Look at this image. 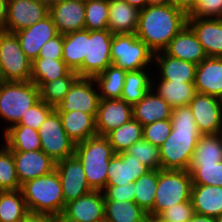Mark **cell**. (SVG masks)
Listing matches in <instances>:
<instances>
[{"mask_svg": "<svg viewBox=\"0 0 222 222\" xmlns=\"http://www.w3.org/2000/svg\"><path fill=\"white\" fill-rule=\"evenodd\" d=\"M170 120L172 131L159 147L162 170L187 171L202 134L189 105L173 107Z\"/></svg>", "mask_w": 222, "mask_h": 222, "instance_id": "cell-1", "label": "cell"}, {"mask_svg": "<svg viewBox=\"0 0 222 222\" xmlns=\"http://www.w3.org/2000/svg\"><path fill=\"white\" fill-rule=\"evenodd\" d=\"M188 15L172 5L147 6L139 11L136 36L154 53L163 51L187 24Z\"/></svg>", "mask_w": 222, "mask_h": 222, "instance_id": "cell-2", "label": "cell"}, {"mask_svg": "<svg viewBox=\"0 0 222 222\" xmlns=\"http://www.w3.org/2000/svg\"><path fill=\"white\" fill-rule=\"evenodd\" d=\"M29 212L60 218L64 209L62 184L56 170L21 185Z\"/></svg>", "mask_w": 222, "mask_h": 222, "instance_id": "cell-3", "label": "cell"}, {"mask_svg": "<svg viewBox=\"0 0 222 222\" xmlns=\"http://www.w3.org/2000/svg\"><path fill=\"white\" fill-rule=\"evenodd\" d=\"M114 154L106 136L96 135L75 144L74 155L80 160L92 190L105 189L108 182L107 169Z\"/></svg>", "mask_w": 222, "mask_h": 222, "instance_id": "cell-4", "label": "cell"}, {"mask_svg": "<svg viewBox=\"0 0 222 222\" xmlns=\"http://www.w3.org/2000/svg\"><path fill=\"white\" fill-rule=\"evenodd\" d=\"M40 100L39 87L32 81H4L0 83V119L8 128L18 124L28 109ZM7 123V124H6ZM9 123V124H8Z\"/></svg>", "mask_w": 222, "mask_h": 222, "instance_id": "cell-5", "label": "cell"}, {"mask_svg": "<svg viewBox=\"0 0 222 222\" xmlns=\"http://www.w3.org/2000/svg\"><path fill=\"white\" fill-rule=\"evenodd\" d=\"M192 177L186 170H158V184L153 209L147 214L158 216L162 211L191 200Z\"/></svg>", "mask_w": 222, "mask_h": 222, "instance_id": "cell-6", "label": "cell"}, {"mask_svg": "<svg viewBox=\"0 0 222 222\" xmlns=\"http://www.w3.org/2000/svg\"><path fill=\"white\" fill-rule=\"evenodd\" d=\"M111 59L116 67L126 71H137L152 68L154 52L136 36V33L114 34Z\"/></svg>", "mask_w": 222, "mask_h": 222, "instance_id": "cell-7", "label": "cell"}, {"mask_svg": "<svg viewBox=\"0 0 222 222\" xmlns=\"http://www.w3.org/2000/svg\"><path fill=\"white\" fill-rule=\"evenodd\" d=\"M0 60L4 81H30L32 61L21 49L15 33L0 31Z\"/></svg>", "mask_w": 222, "mask_h": 222, "instance_id": "cell-8", "label": "cell"}, {"mask_svg": "<svg viewBox=\"0 0 222 222\" xmlns=\"http://www.w3.org/2000/svg\"><path fill=\"white\" fill-rule=\"evenodd\" d=\"M41 150L55 162L71 157L75 143L64 131L59 113L54 109L38 129Z\"/></svg>", "mask_w": 222, "mask_h": 222, "instance_id": "cell-9", "label": "cell"}, {"mask_svg": "<svg viewBox=\"0 0 222 222\" xmlns=\"http://www.w3.org/2000/svg\"><path fill=\"white\" fill-rule=\"evenodd\" d=\"M113 33L106 30H87V54L76 71L79 77L94 78L112 65L111 43Z\"/></svg>", "mask_w": 222, "mask_h": 222, "instance_id": "cell-10", "label": "cell"}, {"mask_svg": "<svg viewBox=\"0 0 222 222\" xmlns=\"http://www.w3.org/2000/svg\"><path fill=\"white\" fill-rule=\"evenodd\" d=\"M99 100V90L95 79L79 77L54 109L57 112L82 111L96 118Z\"/></svg>", "mask_w": 222, "mask_h": 222, "instance_id": "cell-11", "label": "cell"}, {"mask_svg": "<svg viewBox=\"0 0 222 222\" xmlns=\"http://www.w3.org/2000/svg\"><path fill=\"white\" fill-rule=\"evenodd\" d=\"M105 195L92 190L80 198L70 201L60 216V222H105Z\"/></svg>", "mask_w": 222, "mask_h": 222, "instance_id": "cell-12", "label": "cell"}, {"mask_svg": "<svg viewBox=\"0 0 222 222\" xmlns=\"http://www.w3.org/2000/svg\"><path fill=\"white\" fill-rule=\"evenodd\" d=\"M189 107L202 135L222 133V105L217 97L196 93Z\"/></svg>", "mask_w": 222, "mask_h": 222, "instance_id": "cell-13", "label": "cell"}, {"mask_svg": "<svg viewBox=\"0 0 222 222\" xmlns=\"http://www.w3.org/2000/svg\"><path fill=\"white\" fill-rule=\"evenodd\" d=\"M55 170L60 177L65 204L92 191L83 166L75 155L56 162Z\"/></svg>", "mask_w": 222, "mask_h": 222, "instance_id": "cell-14", "label": "cell"}, {"mask_svg": "<svg viewBox=\"0 0 222 222\" xmlns=\"http://www.w3.org/2000/svg\"><path fill=\"white\" fill-rule=\"evenodd\" d=\"M49 14L37 0H8L6 32L15 33L36 24Z\"/></svg>", "mask_w": 222, "mask_h": 222, "instance_id": "cell-15", "label": "cell"}, {"mask_svg": "<svg viewBox=\"0 0 222 222\" xmlns=\"http://www.w3.org/2000/svg\"><path fill=\"white\" fill-rule=\"evenodd\" d=\"M12 154L17 178L21 185L37 177L48 175L56 168V162L42 150L12 151Z\"/></svg>", "mask_w": 222, "mask_h": 222, "instance_id": "cell-16", "label": "cell"}, {"mask_svg": "<svg viewBox=\"0 0 222 222\" xmlns=\"http://www.w3.org/2000/svg\"><path fill=\"white\" fill-rule=\"evenodd\" d=\"M132 118V105L126 101L100 98L95 118L97 133L100 136H106L109 132L129 122Z\"/></svg>", "mask_w": 222, "mask_h": 222, "instance_id": "cell-17", "label": "cell"}, {"mask_svg": "<svg viewBox=\"0 0 222 222\" xmlns=\"http://www.w3.org/2000/svg\"><path fill=\"white\" fill-rule=\"evenodd\" d=\"M58 33L65 35L85 29V0H65L49 8Z\"/></svg>", "mask_w": 222, "mask_h": 222, "instance_id": "cell-18", "label": "cell"}, {"mask_svg": "<svg viewBox=\"0 0 222 222\" xmlns=\"http://www.w3.org/2000/svg\"><path fill=\"white\" fill-rule=\"evenodd\" d=\"M15 34L19 39L21 49L33 62L38 57L41 47L55 37L58 32L51 16L48 14L36 24L15 32Z\"/></svg>", "mask_w": 222, "mask_h": 222, "instance_id": "cell-19", "label": "cell"}, {"mask_svg": "<svg viewBox=\"0 0 222 222\" xmlns=\"http://www.w3.org/2000/svg\"><path fill=\"white\" fill-rule=\"evenodd\" d=\"M148 171H150L148 167L126 152L114 154L107 169L108 182L106 186H122L134 183Z\"/></svg>", "mask_w": 222, "mask_h": 222, "instance_id": "cell-20", "label": "cell"}, {"mask_svg": "<svg viewBox=\"0 0 222 222\" xmlns=\"http://www.w3.org/2000/svg\"><path fill=\"white\" fill-rule=\"evenodd\" d=\"M208 57H222V19L187 18Z\"/></svg>", "mask_w": 222, "mask_h": 222, "instance_id": "cell-21", "label": "cell"}, {"mask_svg": "<svg viewBox=\"0 0 222 222\" xmlns=\"http://www.w3.org/2000/svg\"><path fill=\"white\" fill-rule=\"evenodd\" d=\"M153 66L158 78L174 82L194 83L197 65L167 55L164 51L154 53ZM156 64V65H155Z\"/></svg>", "mask_w": 222, "mask_h": 222, "instance_id": "cell-22", "label": "cell"}, {"mask_svg": "<svg viewBox=\"0 0 222 222\" xmlns=\"http://www.w3.org/2000/svg\"><path fill=\"white\" fill-rule=\"evenodd\" d=\"M163 51L169 56L189 61L196 65L208 57L202 44L187 24Z\"/></svg>", "mask_w": 222, "mask_h": 222, "instance_id": "cell-23", "label": "cell"}, {"mask_svg": "<svg viewBox=\"0 0 222 222\" xmlns=\"http://www.w3.org/2000/svg\"><path fill=\"white\" fill-rule=\"evenodd\" d=\"M173 108L152 88L132 106L133 119L142 126L156 121L170 119Z\"/></svg>", "mask_w": 222, "mask_h": 222, "instance_id": "cell-24", "label": "cell"}, {"mask_svg": "<svg viewBox=\"0 0 222 222\" xmlns=\"http://www.w3.org/2000/svg\"><path fill=\"white\" fill-rule=\"evenodd\" d=\"M194 85L197 93L218 97L222 91V57H207L199 63Z\"/></svg>", "mask_w": 222, "mask_h": 222, "instance_id": "cell-25", "label": "cell"}, {"mask_svg": "<svg viewBox=\"0 0 222 222\" xmlns=\"http://www.w3.org/2000/svg\"><path fill=\"white\" fill-rule=\"evenodd\" d=\"M108 30L113 34L136 33L139 9L124 0H108Z\"/></svg>", "mask_w": 222, "mask_h": 222, "instance_id": "cell-26", "label": "cell"}, {"mask_svg": "<svg viewBox=\"0 0 222 222\" xmlns=\"http://www.w3.org/2000/svg\"><path fill=\"white\" fill-rule=\"evenodd\" d=\"M58 113L64 131L75 144L98 135L96 130V120L93 115L77 110Z\"/></svg>", "mask_w": 222, "mask_h": 222, "instance_id": "cell-27", "label": "cell"}, {"mask_svg": "<svg viewBox=\"0 0 222 222\" xmlns=\"http://www.w3.org/2000/svg\"><path fill=\"white\" fill-rule=\"evenodd\" d=\"M154 75H152L151 88L161 98H163L172 108L189 105L190 101L194 98L195 94L197 93L194 83L162 80L160 78L158 79L157 74Z\"/></svg>", "mask_w": 222, "mask_h": 222, "instance_id": "cell-28", "label": "cell"}, {"mask_svg": "<svg viewBox=\"0 0 222 222\" xmlns=\"http://www.w3.org/2000/svg\"><path fill=\"white\" fill-rule=\"evenodd\" d=\"M191 200L194 212L209 217L222 215V187L192 185Z\"/></svg>", "mask_w": 222, "mask_h": 222, "instance_id": "cell-29", "label": "cell"}, {"mask_svg": "<svg viewBox=\"0 0 222 222\" xmlns=\"http://www.w3.org/2000/svg\"><path fill=\"white\" fill-rule=\"evenodd\" d=\"M3 143L11 151L41 150L38 131L25 125H13L3 133Z\"/></svg>", "mask_w": 222, "mask_h": 222, "instance_id": "cell-30", "label": "cell"}, {"mask_svg": "<svg viewBox=\"0 0 222 222\" xmlns=\"http://www.w3.org/2000/svg\"><path fill=\"white\" fill-rule=\"evenodd\" d=\"M151 68L127 71L122 90L121 99L130 105L138 103L145 94L151 89L152 76Z\"/></svg>", "mask_w": 222, "mask_h": 222, "instance_id": "cell-31", "label": "cell"}, {"mask_svg": "<svg viewBox=\"0 0 222 222\" xmlns=\"http://www.w3.org/2000/svg\"><path fill=\"white\" fill-rule=\"evenodd\" d=\"M62 59L72 71H77L87 54V30H78L63 35Z\"/></svg>", "mask_w": 222, "mask_h": 222, "instance_id": "cell-32", "label": "cell"}, {"mask_svg": "<svg viewBox=\"0 0 222 222\" xmlns=\"http://www.w3.org/2000/svg\"><path fill=\"white\" fill-rule=\"evenodd\" d=\"M222 161V133L201 135L190 165H215Z\"/></svg>", "mask_w": 222, "mask_h": 222, "instance_id": "cell-33", "label": "cell"}, {"mask_svg": "<svg viewBox=\"0 0 222 222\" xmlns=\"http://www.w3.org/2000/svg\"><path fill=\"white\" fill-rule=\"evenodd\" d=\"M126 70L109 65L94 77L101 99H121Z\"/></svg>", "mask_w": 222, "mask_h": 222, "instance_id": "cell-34", "label": "cell"}, {"mask_svg": "<svg viewBox=\"0 0 222 222\" xmlns=\"http://www.w3.org/2000/svg\"><path fill=\"white\" fill-rule=\"evenodd\" d=\"M70 71L63 59L36 58L32 62L30 81L40 88L45 82L66 76Z\"/></svg>", "mask_w": 222, "mask_h": 222, "instance_id": "cell-35", "label": "cell"}, {"mask_svg": "<svg viewBox=\"0 0 222 222\" xmlns=\"http://www.w3.org/2000/svg\"><path fill=\"white\" fill-rule=\"evenodd\" d=\"M106 137L114 153L119 154L143 139V126L132 118L129 122L109 132Z\"/></svg>", "mask_w": 222, "mask_h": 222, "instance_id": "cell-36", "label": "cell"}, {"mask_svg": "<svg viewBox=\"0 0 222 222\" xmlns=\"http://www.w3.org/2000/svg\"><path fill=\"white\" fill-rule=\"evenodd\" d=\"M105 222H145L147 213L135 201L105 200Z\"/></svg>", "mask_w": 222, "mask_h": 222, "instance_id": "cell-37", "label": "cell"}, {"mask_svg": "<svg viewBox=\"0 0 222 222\" xmlns=\"http://www.w3.org/2000/svg\"><path fill=\"white\" fill-rule=\"evenodd\" d=\"M29 213L20 189L0 191V222L23 220Z\"/></svg>", "mask_w": 222, "mask_h": 222, "instance_id": "cell-38", "label": "cell"}, {"mask_svg": "<svg viewBox=\"0 0 222 222\" xmlns=\"http://www.w3.org/2000/svg\"><path fill=\"white\" fill-rule=\"evenodd\" d=\"M79 78L75 71H70L66 76L45 82L40 88V99L55 108L69 92L70 87Z\"/></svg>", "mask_w": 222, "mask_h": 222, "instance_id": "cell-39", "label": "cell"}, {"mask_svg": "<svg viewBox=\"0 0 222 222\" xmlns=\"http://www.w3.org/2000/svg\"><path fill=\"white\" fill-rule=\"evenodd\" d=\"M136 204L147 214L153 209L158 184V169L150 170L135 182Z\"/></svg>", "mask_w": 222, "mask_h": 222, "instance_id": "cell-40", "label": "cell"}, {"mask_svg": "<svg viewBox=\"0 0 222 222\" xmlns=\"http://www.w3.org/2000/svg\"><path fill=\"white\" fill-rule=\"evenodd\" d=\"M85 14L86 30L108 29V0H85Z\"/></svg>", "mask_w": 222, "mask_h": 222, "instance_id": "cell-41", "label": "cell"}, {"mask_svg": "<svg viewBox=\"0 0 222 222\" xmlns=\"http://www.w3.org/2000/svg\"><path fill=\"white\" fill-rule=\"evenodd\" d=\"M21 184L17 178L12 151L5 145L0 147V191L18 190Z\"/></svg>", "mask_w": 222, "mask_h": 222, "instance_id": "cell-42", "label": "cell"}, {"mask_svg": "<svg viewBox=\"0 0 222 222\" xmlns=\"http://www.w3.org/2000/svg\"><path fill=\"white\" fill-rule=\"evenodd\" d=\"M125 152L134 156L135 159L150 170H162L159 147L152 145L144 138L136 142Z\"/></svg>", "mask_w": 222, "mask_h": 222, "instance_id": "cell-43", "label": "cell"}, {"mask_svg": "<svg viewBox=\"0 0 222 222\" xmlns=\"http://www.w3.org/2000/svg\"><path fill=\"white\" fill-rule=\"evenodd\" d=\"M187 171L192 177V185L222 187V161L215 165H189Z\"/></svg>", "mask_w": 222, "mask_h": 222, "instance_id": "cell-44", "label": "cell"}, {"mask_svg": "<svg viewBox=\"0 0 222 222\" xmlns=\"http://www.w3.org/2000/svg\"><path fill=\"white\" fill-rule=\"evenodd\" d=\"M171 131V120H160L143 126V138L152 145L160 147Z\"/></svg>", "mask_w": 222, "mask_h": 222, "instance_id": "cell-45", "label": "cell"}, {"mask_svg": "<svg viewBox=\"0 0 222 222\" xmlns=\"http://www.w3.org/2000/svg\"><path fill=\"white\" fill-rule=\"evenodd\" d=\"M53 110V106L46 104L40 99L28 109V112L24 114L21 121L16 125H25L38 131L41 124Z\"/></svg>", "mask_w": 222, "mask_h": 222, "instance_id": "cell-46", "label": "cell"}, {"mask_svg": "<svg viewBox=\"0 0 222 222\" xmlns=\"http://www.w3.org/2000/svg\"><path fill=\"white\" fill-rule=\"evenodd\" d=\"M194 214L192 200H189L169 207L157 217L163 222H189Z\"/></svg>", "mask_w": 222, "mask_h": 222, "instance_id": "cell-47", "label": "cell"}, {"mask_svg": "<svg viewBox=\"0 0 222 222\" xmlns=\"http://www.w3.org/2000/svg\"><path fill=\"white\" fill-rule=\"evenodd\" d=\"M187 18L222 19V0H196Z\"/></svg>", "mask_w": 222, "mask_h": 222, "instance_id": "cell-48", "label": "cell"}, {"mask_svg": "<svg viewBox=\"0 0 222 222\" xmlns=\"http://www.w3.org/2000/svg\"><path fill=\"white\" fill-rule=\"evenodd\" d=\"M103 193L105 195V200L133 202L135 198V184L106 186Z\"/></svg>", "mask_w": 222, "mask_h": 222, "instance_id": "cell-49", "label": "cell"}, {"mask_svg": "<svg viewBox=\"0 0 222 222\" xmlns=\"http://www.w3.org/2000/svg\"><path fill=\"white\" fill-rule=\"evenodd\" d=\"M63 35L58 33L55 37L47 41L40 49L37 58L62 59Z\"/></svg>", "mask_w": 222, "mask_h": 222, "instance_id": "cell-50", "label": "cell"}, {"mask_svg": "<svg viewBox=\"0 0 222 222\" xmlns=\"http://www.w3.org/2000/svg\"><path fill=\"white\" fill-rule=\"evenodd\" d=\"M22 222H60V219L45 214L29 212Z\"/></svg>", "mask_w": 222, "mask_h": 222, "instance_id": "cell-51", "label": "cell"}, {"mask_svg": "<svg viewBox=\"0 0 222 222\" xmlns=\"http://www.w3.org/2000/svg\"><path fill=\"white\" fill-rule=\"evenodd\" d=\"M170 5L183 10L187 15L193 10L196 0H169Z\"/></svg>", "mask_w": 222, "mask_h": 222, "instance_id": "cell-52", "label": "cell"}, {"mask_svg": "<svg viewBox=\"0 0 222 222\" xmlns=\"http://www.w3.org/2000/svg\"><path fill=\"white\" fill-rule=\"evenodd\" d=\"M8 0H0V31H5L7 21Z\"/></svg>", "mask_w": 222, "mask_h": 222, "instance_id": "cell-53", "label": "cell"}, {"mask_svg": "<svg viewBox=\"0 0 222 222\" xmlns=\"http://www.w3.org/2000/svg\"><path fill=\"white\" fill-rule=\"evenodd\" d=\"M189 222H216V220L214 217L199 215L195 213Z\"/></svg>", "mask_w": 222, "mask_h": 222, "instance_id": "cell-54", "label": "cell"}, {"mask_svg": "<svg viewBox=\"0 0 222 222\" xmlns=\"http://www.w3.org/2000/svg\"><path fill=\"white\" fill-rule=\"evenodd\" d=\"M129 5L137 7L139 10L146 7V0H124Z\"/></svg>", "mask_w": 222, "mask_h": 222, "instance_id": "cell-55", "label": "cell"}, {"mask_svg": "<svg viewBox=\"0 0 222 222\" xmlns=\"http://www.w3.org/2000/svg\"><path fill=\"white\" fill-rule=\"evenodd\" d=\"M170 4L169 0H146V7L147 6H162Z\"/></svg>", "mask_w": 222, "mask_h": 222, "instance_id": "cell-56", "label": "cell"}, {"mask_svg": "<svg viewBox=\"0 0 222 222\" xmlns=\"http://www.w3.org/2000/svg\"><path fill=\"white\" fill-rule=\"evenodd\" d=\"M37 1H39L40 3H42L49 9L51 6L55 5L56 3H59L65 0H37Z\"/></svg>", "mask_w": 222, "mask_h": 222, "instance_id": "cell-57", "label": "cell"}, {"mask_svg": "<svg viewBox=\"0 0 222 222\" xmlns=\"http://www.w3.org/2000/svg\"><path fill=\"white\" fill-rule=\"evenodd\" d=\"M145 222H163L156 216L147 215Z\"/></svg>", "mask_w": 222, "mask_h": 222, "instance_id": "cell-58", "label": "cell"}, {"mask_svg": "<svg viewBox=\"0 0 222 222\" xmlns=\"http://www.w3.org/2000/svg\"><path fill=\"white\" fill-rule=\"evenodd\" d=\"M4 82V77H3V67H2V63L0 60V83Z\"/></svg>", "mask_w": 222, "mask_h": 222, "instance_id": "cell-59", "label": "cell"}, {"mask_svg": "<svg viewBox=\"0 0 222 222\" xmlns=\"http://www.w3.org/2000/svg\"><path fill=\"white\" fill-rule=\"evenodd\" d=\"M216 222H222V215H220L219 217L215 218Z\"/></svg>", "mask_w": 222, "mask_h": 222, "instance_id": "cell-60", "label": "cell"}, {"mask_svg": "<svg viewBox=\"0 0 222 222\" xmlns=\"http://www.w3.org/2000/svg\"><path fill=\"white\" fill-rule=\"evenodd\" d=\"M217 98H218L219 102H220L221 105H222V91H221L220 95H219Z\"/></svg>", "mask_w": 222, "mask_h": 222, "instance_id": "cell-61", "label": "cell"}]
</instances>
